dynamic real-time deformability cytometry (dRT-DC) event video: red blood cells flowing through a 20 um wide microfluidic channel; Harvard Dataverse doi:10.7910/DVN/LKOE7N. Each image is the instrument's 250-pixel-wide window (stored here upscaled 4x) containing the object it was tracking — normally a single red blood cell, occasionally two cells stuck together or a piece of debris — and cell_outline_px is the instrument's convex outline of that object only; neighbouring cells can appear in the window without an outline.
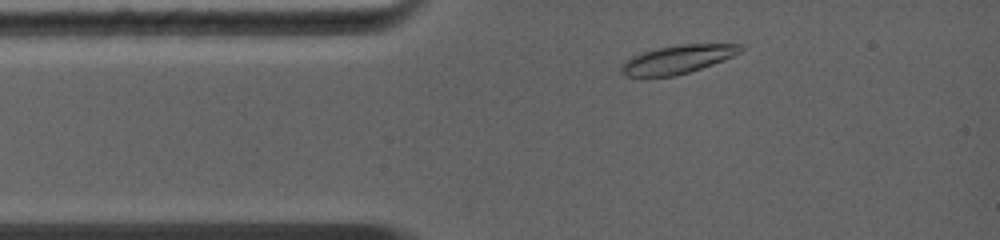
{"species": "common noctule bat (a hibernating species)", "species_latin": "Nyctalus noctula", "temperature_condition": "warm", "stored_images_in_passage": 44, "camera_frame_rate_fps": 5000, "um_per_image_px": 0.085, "animal": {"sex": "female", "body_mass_g": 19.0, "forearm_length_mm": 56.7}, "frame": {"image": 1, "passage_image": 5, "time_ms": 0.8, "image_size_px": [1000, 240], "cell_outline_px": [[744, 48], [740, 52], [724, 60], [676, 76], [628, 76], [620, 72], [620, 64], [632, 56], [640, 52], [656, 48], [680, 44], [740, 44]], "centroid_in_image_um": [57.56, 5.03], "position_along_channel_um": 27.4, "area_um2": 19.65}}
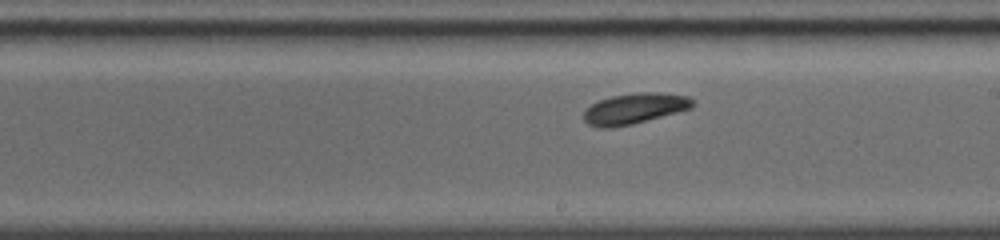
{"frame": {"image": 2, "passage_image": 24, "time_ms": 6.0, "image_size_px": [1000, 240], "cell_outline_px": [[692, 108], [632, 124], [612, 128], [600, 128], [588, 124], [584, 120], [584, 112], [592, 104], [600, 100], [612, 96], [636, 92], [660, 92], [688, 96], [692, 100]], "centroid_in_image_um": [53.92, 9.22], "position_along_channel_um": 235.1, "area_um2": 19.31}}
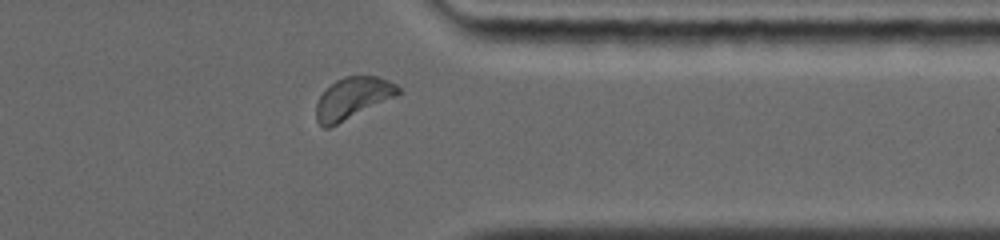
{"frame": {"image": 3, "passage_image": 39, "time_ms": 9.4, "image_size_px": [1000, 240], "cell_outline_px": [[400, 92], [396, 96], [328, 128], [324, 128], [316, 120], [316, 104], [320, 96], [336, 80], [344, 76], [376, 76], [388, 80], [396, 84], [400, 88]], "centroid_in_image_um": [29.97, 8.33], "position_along_channel_um": 381.4, "area_um2": 19.48}, "authors_computed_cell_mechanics": {"area_um2": 19.1318, "velocity_mm_per_s": 4.3865, "shape_relaxation_time_tau1_ms": 5.0985, "shape_relaxation_time_tau2_ms": 11.1914, "deformation_change_tau1": 0.1689, "deformation_change_tau2": 0.1497}}